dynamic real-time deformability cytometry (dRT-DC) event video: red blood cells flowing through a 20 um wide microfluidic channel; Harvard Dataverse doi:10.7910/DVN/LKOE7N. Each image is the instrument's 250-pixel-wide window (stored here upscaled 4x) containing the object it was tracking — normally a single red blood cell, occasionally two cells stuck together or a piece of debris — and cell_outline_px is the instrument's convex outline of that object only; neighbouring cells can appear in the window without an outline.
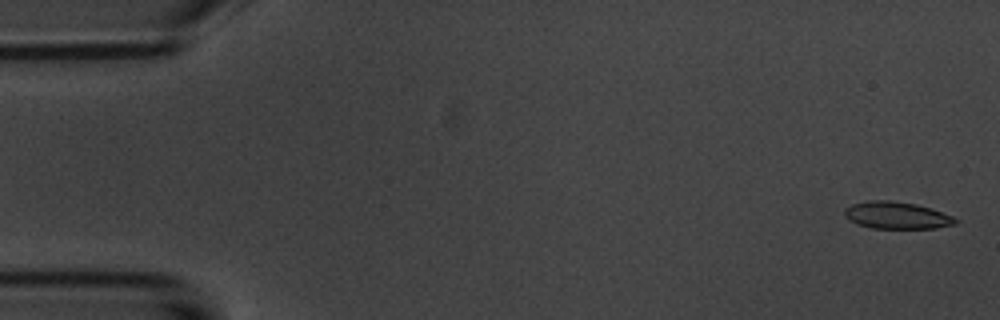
{"species": "common noctule bat (a hibernating species)", "species_latin": "Nyctalus noctula", "temperature_condition": "room temperature", "stored_images_in_passage": 4, "camera_frame_rate_fps": 3000, "um_per_image_px": 0.085, "animal": {"sex": "male", "body_mass_g": 20.1, "forearm_length_mm": 53.5}, "frame": {"image": 1, "passage_image": 1, "time_ms": 0.0, "image_size_px": [1000, 320], "cell_outline_px": [[960, 220], [956, 224], [936, 228], [872, 228], [856, 224], [844, 216], [844, 208], [852, 204], [868, 200], [888, 200], [916, 204], [952, 216]], "centroid_in_image_um": [76.19, 18.31], "position_along_channel_um": 8.8, "area_um2": 17.46}}